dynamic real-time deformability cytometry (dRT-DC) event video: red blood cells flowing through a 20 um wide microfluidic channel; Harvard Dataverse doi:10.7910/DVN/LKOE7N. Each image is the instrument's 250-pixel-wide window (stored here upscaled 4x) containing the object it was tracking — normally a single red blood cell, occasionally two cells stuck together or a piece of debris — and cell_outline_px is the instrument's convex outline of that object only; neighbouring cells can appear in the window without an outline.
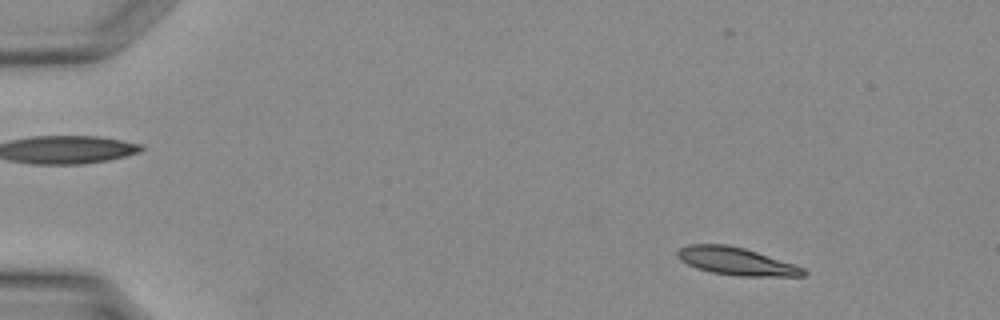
{"species": "Egyptian fruit bat (a non-hibernating species)", "species_latin": "Rousettus aegyptiacus", "temperature_condition": "warm", "stored_images_in_passage": 37, "camera_frame_rate_fps": 3000, "um_per_image_px": 0.085, "animal": {"sex": "female"}, "frame": {"image": 1, "passage_image": 5, "time_ms": 1.333, "image_size_px": [1000, 320], "cell_outline_px": [[808, 272], [804, 276], [740, 276], [712, 272], [696, 268], [688, 264], [676, 256], [676, 252], [680, 248], [688, 244], [724, 244], [744, 248], [804, 268]], "centroid_in_image_um": [62.55, 22.21], "position_along_channel_um": 22.4, "area_um2": 20.0}}
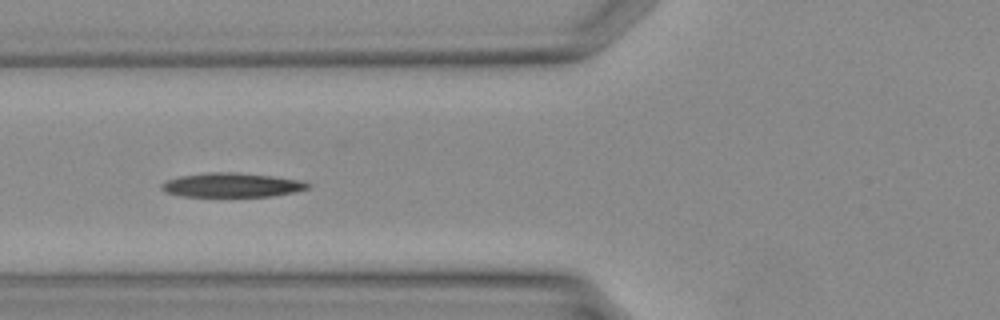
{"frame": {"image": 2, "passage_image": 15, "time_ms": 4.667, "image_size_px": [1000, 320], "cell_outline_px": [[312, 184], [308, 188], [292, 192], [272, 196], [184, 196], [168, 192], [160, 188], [160, 184], [168, 180], [180, 176], [208, 172], [236, 172], [272, 176], [304, 180]], "centroid_in_image_um": [19.74, 15.71], "position_along_channel_um": 106.1, "area_um2": 20.52}}
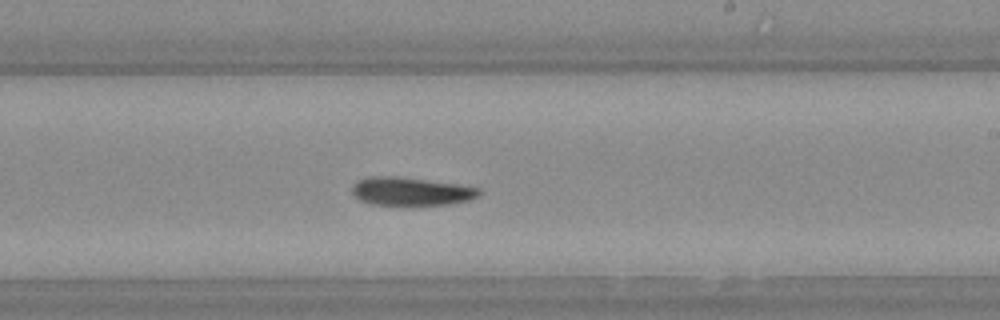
{"frame": {"image": 3, "passage_image": 23, "time_ms": 7.333, "image_size_px": [1000, 320], "cell_outline_px": [[480, 192], [476, 196], [468, 200], [452, 204], [372, 204], [360, 200], [352, 192], [352, 184], [368, 176], [396, 176], [456, 184], [480, 188]], "centroid_in_image_um": [34.9, 16.25], "position_along_channel_um": 254.1, "area_um2": 20.46}}